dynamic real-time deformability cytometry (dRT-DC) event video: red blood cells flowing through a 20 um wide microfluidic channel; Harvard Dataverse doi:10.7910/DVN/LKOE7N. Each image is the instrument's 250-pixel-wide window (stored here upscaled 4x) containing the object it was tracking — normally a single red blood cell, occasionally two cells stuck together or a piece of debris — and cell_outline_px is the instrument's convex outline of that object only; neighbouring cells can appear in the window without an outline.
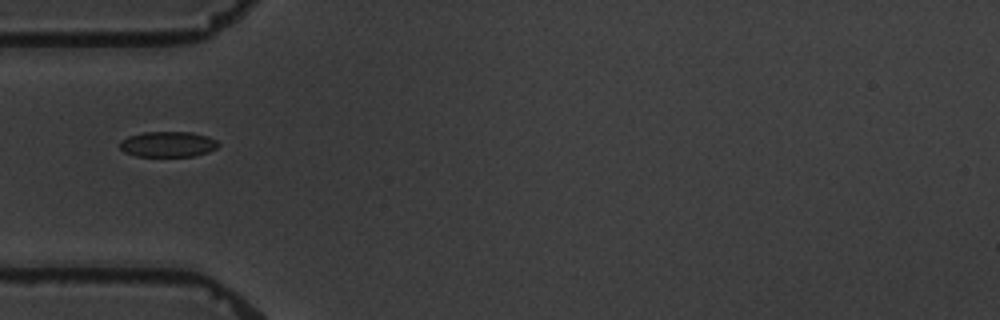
{"species": "common noctule bat (a hibernating species)", "species_latin": "Nyctalus noctula", "temperature_condition": "warm", "stored_images_in_passage": 14, "camera_frame_rate_fps": 3000, "um_per_image_px": 0.085, "animal": {"sex": "male", "body_mass_g": 19.5, "forearm_length_mm": 54.6}, "frame": {"image": 1, "passage_image": 4, "time_ms": 4.333, "image_size_px": [1000, 320], "cell_outline_px": [[220, 144], [216, 148], [208, 152], [192, 156], [136, 156], [124, 152], [120, 148], [120, 140], [128, 136], [144, 132], [192, 132], [208, 136], [216, 140]], "centroid_in_image_um": [14.26, 12.25], "position_along_channel_um": 70.7, "area_um2": 14.68}}
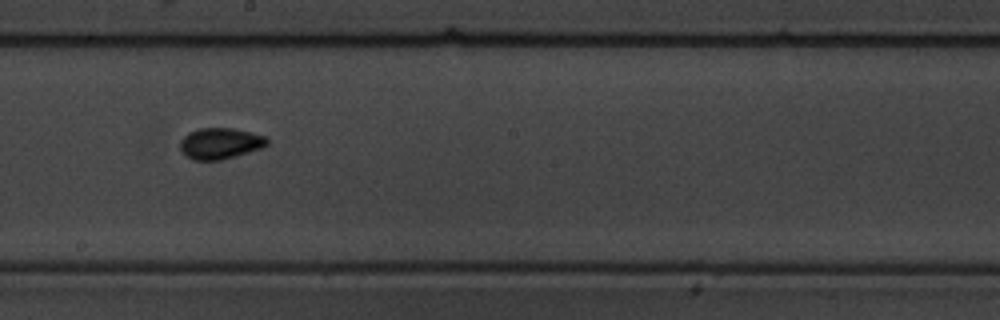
{"frame": {"image": 2, "passage_image": 8, "time_ms": 9.0, "image_size_px": [1000, 320], "cell_outline_px": [[268, 144], [264, 148], [220, 160], [192, 160], [184, 156], [180, 148], [180, 140], [188, 132], [200, 128], [232, 128], [252, 132], [264, 136], [268, 140]], "centroid_in_image_um": [18.7, 12.19], "position_along_channel_um": 229.5, "area_um2": 15.95}}
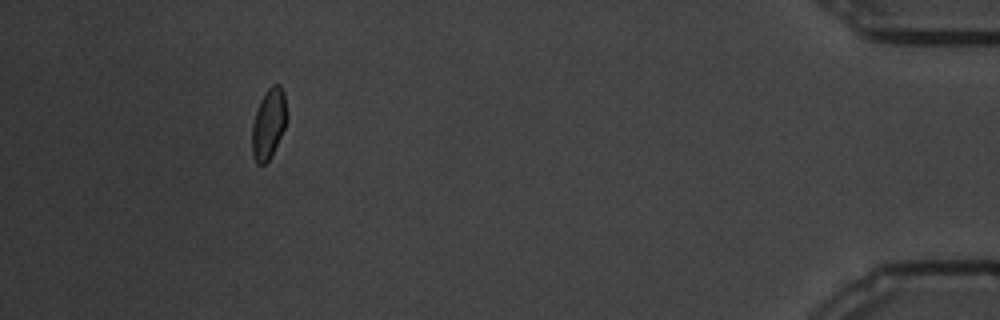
{"frame": {"image": 3, "passage_image": 13, "time_ms": 16.333, "image_size_px": [1000, 320], "cell_outline_px": [[288, 116], [284, 128], [268, 160], [264, 164], [256, 164], [252, 156], [252, 124], [260, 100], [264, 92], [272, 84], [280, 84], [284, 92]], "centroid_in_image_um": [22.83, 10.47], "position_along_channel_um": 412.4, "area_um2": 14.22}, "authors_computed_cell_mechanics": {"area_um2": 14.9702, "velocity_mm_per_s": 3.4001, "shape_relaxation_time_tau1_ms": 3.1074, "shape_relaxation_time_tau2_ms": 1.5435, "deformation_change_tau1": 0.1035, "deformation_change_tau2": 0.0611}}